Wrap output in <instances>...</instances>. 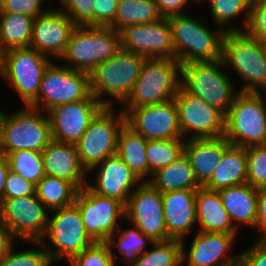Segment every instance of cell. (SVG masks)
<instances>
[{
    "label": "cell",
    "mask_w": 266,
    "mask_h": 266,
    "mask_svg": "<svg viewBox=\"0 0 266 266\" xmlns=\"http://www.w3.org/2000/svg\"><path fill=\"white\" fill-rule=\"evenodd\" d=\"M219 195L236 229L237 223L256 228L258 189L246 183L221 189Z\"/></svg>",
    "instance_id": "obj_27"
},
{
    "label": "cell",
    "mask_w": 266,
    "mask_h": 266,
    "mask_svg": "<svg viewBox=\"0 0 266 266\" xmlns=\"http://www.w3.org/2000/svg\"><path fill=\"white\" fill-rule=\"evenodd\" d=\"M121 49L120 32L111 27L76 26L60 60L68 67L90 73Z\"/></svg>",
    "instance_id": "obj_4"
},
{
    "label": "cell",
    "mask_w": 266,
    "mask_h": 266,
    "mask_svg": "<svg viewBox=\"0 0 266 266\" xmlns=\"http://www.w3.org/2000/svg\"><path fill=\"white\" fill-rule=\"evenodd\" d=\"M9 170L10 168L8 158L5 154L0 152V202L3 200L4 186Z\"/></svg>",
    "instance_id": "obj_51"
},
{
    "label": "cell",
    "mask_w": 266,
    "mask_h": 266,
    "mask_svg": "<svg viewBox=\"0 0 266 266\" xmlns=\"http://www.w3.org/2000/svg\"><path fill=\"white\" fill-rule=\"evenodd\" d=\"M230 145L224 136L185 140L184 153L188 157L195 179L201 187L211 179L224 152Z\"/></svg>",
    "instance_id": "obj_25"
},
{
    "label": "cell",
    "mask_w": 266,
    "mask_h": 266,
    "mask_svg": "<svg viewBox=\"0 0 266 266\" xmlns=\"http://www.w3.org/2000/svg\"><path fill=\"white\" fill-rule=\"evenodd\" d=\"M11 115L4 113L0 152L6 156L18 150L42 152L51 139L50 120L43 110L30 106Z\"/></svg>",
    "instance_id": "obj_8"
},
{
    "label": "cell",
    "mask_w": 266,
    "mask_h": 266,
    "mask_svg": "<svg viewBox=\"0 0 266 266\" xmlns=\"http://www.w3.org/2000/svg\"><path fill=\"white\" fill-rule=\"evenodd\" d=\"M4 54H5V50L2 48V45L0 42V65H1Z\"/></svg>",
    "instance_id": "obj_52"
},
{
    "label": "cell",
    "mask_w": 266,
    "mask_h": 266,
    "mask_svg": "<svg viewBox=\"0 0 266 266\" xmlns=\"http://www.w3.org/2000/svg\"><path fill=\"white\" fill-rule=\"evenodd\" d=\"M76 26L62 9H47L34 18L30 47L46 56L60 58Z\"/></svg>",
    "instance_id": "obj_20"
},
{
    "label": "cell",
    "mask_w": 266,
    "mask_h": 266,
    "mask_svg": "<svg viewBox=\"0 0 266 266\" xmlns=\"http://www.w3.org/2000/svg\"><path fill=\"white\" fill-rule=\"evenodd\" d=\"M191 0H155L160 14L163 18H168L175 15H183L182 9L187 2ZM195 1V0H193Z\"/></svg>",
    "instance_id": "obj_48"
},
{
    "label": "cell",
    "mask_w": 266,
    "mask_h": 266,
    "mask_svg": "<svg viewBox=\"0 0 266 266\" xmlns=\"http://www.w3.org/2000/svg\"><path fill=\"white\" fill-rule=\"evenodd\" d=\"M147 143V139L136 133L127 124L122 128L118 138L117 155L141 182H147L144 178L148 175Z\"/></svg>",
    "instance_id": "obj_30"
},
{
    "label": "cell",
    "mask_w": 266,
    "mask_h": 266,
    "mask_svg": "<svg viewBox=\"0 0 266 266\" xmlns=\"http://www.w3.org/2000/svg\"><path fill=\"white\" fill-rule=\"evenodd\" d=\"M182 64L168 58H146L139 78L123 102L125 108H138L170 101L181 87Z\"/></svg>",
    "instance_id": "obj_2"
},
{
    "label": "cell",
    "mask_w": 266,
    "mask_h": 266,
    "mask_svg": "<svg viewBox=\"0 0 266 266\" xmlns=\"http://www.w3.org/2000/svg\"><path fill=\"white\" fill-rule=\"evenodd\" d=\"M90 95L89 73L51 62L44 71L37 99L30 107L47 113L58 105L78 102Z\"/></svg>",
    "instance_id": "obj_11"
},
{
    "label": "cell",
    "mask_w": 266,
    "mask_h": 266,
    "mask_svg": "<svg viewBox=\"0 0 266 266\" xmlns=\"http://www.w3.org/2000/svg\"><path fill=\"white\" fill-rule=\"evenodd\" d=\"M93 26L109 27L116 15L118 0H93Z\"/></svg>",
    "instance_id": "obj_46"
},
{
    "label": "cell",
    "mask_w": 266,
    "mask_h": 266,
    "mask_svg": "<svg viewBox=\"0 0 266 266\" xmlns=\"http://www.w3.org/2000/svg\"><path fill=\"white\" fill-rule=\"evenodd\" d=\"M234 238L233 234L198 231L188 254L181 241L182 262L187 259V266H233L239 263V255L231 256L227 253L232 249Z\"/></svg>",
    "instance_id": "obj_21"
},
{
    "label": "cell",
    "mask_w": 266,
    "mask_h": 266,
    "mask_svg": "<svg viewBox=\"0 0 266 266\" xmlns=\"http://www.w3.org/2000/svg\"><path fill=\"white\" fill-rule=\"evenodd\" d=\"M47 57L32 47L5 51L0 76L16 90L25 106H30L37 99L44 71L51 63Z\"/></svg>",
    "instance_id": "obj_9"
},
{
    "label": "cell",
    "mask_w": 266,
    "mask_h": 266,
    "mask_svg": "<svg viewBox=\"0 0 266 266\" xmlns=\"http://www.w3.org/2000/svg\"><path fill=\"white\" fill-rule=\"evenodd\" d=\"M4 113L0 111V139H1V126L3 121Z\"/></svg>",
    "instance_id": "obj_53"
},
{
    "label": "cell",
    "mask_w": 266,
    "mask_h": 266,
    "mask_svg": "<svg viewBox=\"0 0 266 266\" xmlns=\"http://www.w3.org/2000/svg\"><path fill=\"white\" fill-rule=\"evenodd\" d=\"M256 228L258 238H266V189H258Z\"/></svg>",
    "instance_id": "obj_49"
},
{
    "label": "cell",
    "mask_w": 266,
    "mask_h": 266,
    "mask_svg": "<svg viewBox=\"0 0 266 266\" xmlns=\"http://www.w3.org/2000/svg\"><path fill=\"white\" fill-rule=\"evenodd\" d=\"M167 234L184 241L196 219V190H176L161 193Z\"/></svg>",
    "instance_id": "obj_24"
},
{
    "label": "cell",
    "mask_w": 266,
    "mask_h": 266,
    "mask_svg": "<svg viewBox=\"0 0 266 266\" xmlns=\"http://www.w3.org/2000/svg\"><path fill=\"white\" fill-rule=\"evenodd\" d=\"M145 59L141 55L120 49L89 73L91 94L105 106H112L111 99L100 98L105 94L124 102L139 78Z\"/></svg>",
    "instance_id": "obj_3"
},
{
    "label": "cell",
    "mask_w": 266,
    "mask_h": 266,
    "mask_svg": "<svg viewBox=\"0 0 266 266\" xmlns=\"http://www.w3.org/2000/svg\"><path fill=\"white\" fill-rule=\"evenodd\" d=\"M247 154V183L256 189H266V146H250Z\"/></svg>",
    "instance_id": "obj_39"
},
{
    "label": "cell",
    "mask_w": 266,
    "mask_h": 266,
    "mask_svg": "<svg viewBox=\"0 0 266 266\" xmlns=\"http://www.w3.org/2000/svg\"><path fill=\"white\" fill-rule=\"evenodd\" d=\"M233 266H241V265H240V263H237V264H235V265H233Z\"/></svg>",
    "instance_id": "obj_56"
},
{
    "label": "cell",
    "mask_w": 266,
    "mask_h": 266,
    "mask_svg": "<svg viewBox=\"0 0 266 266\" xmlns=\"http://www.w3.org/2000/svg\"><path fill=\"white\" fill-rule=\"evenodd\" d=\"M222 61L247 82L240 92L258 93L266 88V53L261 41L245 31H226L222 40ZM259 88V89H258Z\"/></svg>",
    "instance_id": "obj_5"
},
{
    "label": "cell",
    "mask_w": 266,
    "mask_h": 266,
    "mask_svg": "<svg viewBox=\"0 0 266 266\" xmlns=\"http://www.w3.org/2000/svg\"><path fill=\"white\" fill-rule=\"evenodd\" d=\"M41 153L45 175L66 180L78 190L89 183L85 178L88 172L80 162L76 144L51 140Z\"/></svg>",
    "instance_id": "obj_23"
},
{
    "label": "cell",
    "mask_w": 266,
    "mask_h": 266,
    "mask_svg": "<svg viewBox=\"0 0 266 266\" xmlns=\"http://www.w3.org/2000/svg\"><path fill=\"white\" fill-rule=\"evenodd\" d=\"M34 18L23 13L0 12V42L5 51L30 47Z\"/></svg>",
    "instance_id": "obj_32"
},
{
    "label": "cell",
    "mask_w": 266,
    "mask_h": 266,
    "mask_svg": "<svg viewBox=\"0 0 266 266\" xmlns=\"http://www.w3.org/2000/svg\"><path fill=\"white\" fill-rule=\"evenodd\" d=\"M244 31L258 41H266V0L251 2L250 17Z\"/></svg>",
    "instance_id": "obj_43"
},
{
    "label": "cell",
    "mask_w": 266,
    "mask_h": 266,
    "mask_svg": "<svg viewBox=\"0 0 266 266\" xmlns=\"http://www.w3.org/2000/svg\"><path fill=\"white\" fill-rule=\"evenodd\" d=\"M63 11L77 26H93V0H60Z\"/></svg>",
    "instance_id": "obj_42"
},
{
    "label": "cell",
    "mask_w": 266,
    "mask_h": 266,
    "mask_svg": "<svg viewBox=\"0 0 266 266\" xmlns=\"http://www.w3.org/2000/svg\"><path fill=\"white\" fill-rule=\"evenodd\" d=\"M48 213L36 194L3 199L0 220L14 237L25 241H40L48 227Z\"/></svg>",
    "instance_id": "obj_15"
},
{
    "label": "cell",
    "mask_w": 266,
    "mask_h": 266,
    "mask_svg": "<svg viewBox=\"0 0 266 266\" xmlns=\"http://www.w3.org/2000/svg\"><path fill=\"white\" fill-rule=\"evenodd\" d=\"M121 49L145 58L176 60L171 27L167 18L151 24L130 25L120 31Z\"/></svg>",
    "instance_id": "obj_19"
},
{
    "label": "cell",
    "mask_w": 266,
    "mask_h": 266,
    "mask_svg": "<svg viewBox=\"0 0 266 266\" xmlns=\"http://www.w3.org/2000/svg\"><path fill=\"white\" fill-rule=\"evenodd\" d=\"M196 219L202 232L233 234L237 229L222 205L219 191L200 187L196 190Z\"/></svg>",
    "instance_id": "obj_26"
},
{
    "label": "cell",
    "mask_w": 266,
    "mask_h": 266,
    "mask_svg": "<svg viewBox=\"0 0 266 266\" xmlns=\"http://www.w3.org/2000/svg\"><path fill=\"white\" fill-rule=\"evenodd\" d=\"M225 115L224 137L244 148L266 144V110L258 93L237 92Z\"/></svg>",
    "instance_id": "obj_7"
},
{
    "label": "cell",
    "mask_w": 266,
    "mask_h": 266,
    "mask_svg": "<svg viewBox=\"0 0 266 266\" xmlns=\"http://www.w3.org/2000/svg\"><path fill=\"white\" fill-rule=\"evenodd\" d=\"M115 253L106 242H94L69 261L70 266H115Z\"/></svg>",
    "instance_id": "obj_40"
},
{
    "label": "cell",
    "mask_w": 266,
    "mask_h": 266,
    "mask_svg": "<svg viewBox=\"0 0 266 266\" xmlns=\"http://www.w3.org/2000/svg\"><path fill=\"white\" fill-rule=\"evenodd\" d=\"M152 250L141 254L132 266H180L182 262V243L180 240L170 239L154 242Z\"/></svg>",
    "instance_id": "obj_35"
},
{
    "label": "cell",
    "mask_w": 266,
    "mask_h": 266,
    "mask_svg": "<svg viewBox=\"0 0 266 266\" xmlns=\"http://www.w3.org/2000/svg\"><path fill=\"white\" fill-rule=\"evenodd\" d=\"M81 214L86 232L94 242H106L118 229V219L125 218V205L117 199L104 197L81 188L74 203Z\"/></svg>",
    "instance_id": "obj_13"
},
{
    "label": "cell",
    "mask_w": 266,
    "mask_h": 266,
    "mask_svg": "<svg viewBox=\"0 0 266 266\" xmlns=\"http://www.w3.org/2000/svg\"><path fill=\"white\" fill-rule=\"evenodd\" d=\"M51 211H56V214L48 218L45 237L57 250H51L44 242V238L40 241L53 263L61 260L64 256L70 261L94 243L86 232L80 211L75 204Z\"/></svg>",
    "instance_id": "obj_12"
},
{
    "label": "cell",
    "mask_w": 266,
    "mask_h": 266,
    "mask_svg": "<svg viewBox=\"0 0 266 266\" xmlns=\"http://www.w3.org/2000/svg\"><path fill=\"white\" fill-rule=\"evenodd\" d=\"M210 2L211 14L213 21L220 27L225 26V22L238 17L240 14H244V23L246 26L250 17L251 0H206Z\"/></svg>",
    "instance_id": "obj_38"
},
{
    "label": "cell",
    "mask_w": 266,
    "mask_h": 266,
    "mask_svg": "<svg viewBox=\"0 0 266 266\" xmlns=\"http://www.w3.org/2000/svg\"><path fill=\"white\" fill-rule=\"evenodd\" d=\"M42 247L23 252H14L13 246L0 260V266H50L53 264L41 241H30Z\"/></svg>",
    "instance_id": "obj_41"
},
{
    "label": "cell",
    "mask_w": 266,
    "mask_h": 266,
    "mask_svg": "<svg viewBox=\"0 0 266 266\" xmlns=\"http://www.w3.org/2000/svg\"><path fill=\"white\" fill-rule=\"evenodd\" d=\"M178 122L182 137L185 139L217 138L224 136L225 115L217 108L205 103L201 98L179 88L175 98Z\"/></svg>",
    "instance_id": "obj_14"
},
{
    "label": "cell",
    "mask_w": 266,
    "mask_h": 266,
    "mask_svg": "<svg viewBox=\"0 0 266 266\" xmlns=\"http://www.w3.org/2000/svg\"><path fill=\"white\" fill-rule=\"evenodd\" d=\"M97 167L99 170L96 176V185L87 183L86 186L98 195L117 199L126 205L133 192L131 191L134 188L132 186L140 185L141 180L117 154L109 156L89 171Z\"/></svg>",
    "instance_id": "obj_22"
},
{
    "label": "cell",
    "mask_w": 266,
    "mask_h": 266,
    "mask_svg": "<svg viewBox=\"0 0 266 266\" xmlns=\"http://www.w3.org/2000/svg\"><path fill=\"white\" fill-rule=\"evenodd\" d=\"M176 60L190 62L218 61L222 59V40L226 31H244L239 27H226L211 31L187 15L168 17ZM217 32V33H216Z\"/></svg>",
    "instance_id": "obj_1"
},
{
    "label": "cell",
    "mask_w": 266,
    "mask_h": 266,
    "mask_svg": "<svg viewBox=\"0 0 266 266\" xmlns=\"http://www.w3.org/2000/svg\"><path fill=\"white\" fill-rule=\"evenodd\" d=\"M120 112L115 117L112 106H105L76 143L80 162L87 172L117 154L119 134L126 124L125 114Z\"/></svg>",
    "instance_id": "obj_10"
},
{
    "label": "cell",
    "mask_w": 266,
    "mask_h": 266,
    "mask_svg": "<svg viewBox=\"0 0 266 266\" xmlns=\"http://www.w3.org/2000/svg\"><path fill=\"white\" fill-rule=\"evenodd\" d=\"M43 0H0V12L23 13L37 17L47 10L42 9Z\"/></svg>",
    "instance_id": "obj_45"
},
{
    "label": "cell",
    "mask_w": 266,
    "mask_h": 266,
    "mask_svg": "<svg viewBox=\"0 0 266 266\" xmlns=\"http://www.w3.org/2000/svg\"><path fill=\"white\" fill-rule=\"evenodd\" d=\"M263 90H264L265 93H266V88L263 89ZM258 94L262 97V99H263V103H264V106H265V110H266V102L264 101V98H263V96H262V94H261V91H259Z\"/></svg>",
    "instance_id": "obj_54"
},
{
    "label": "cell",
    "mask_w": 266,
    "mask_h": 266,
    "mask_svg": "<svg viewBox=\"0 0 266 266\" xmlns=\"http://www.w3.org/2000/svg\"><path fill=\"white\" fill-rule=\"evenodd\" d=\"M126 124L147 140L183 139L174 99L155 105L123 109Z\"/></svg>",
    "instance_id": "obj_17"
},
{
    "label": "cell",
    "mask_w": 266,
    "mask_h": 266,
    "mask_svg": "<svg viewBox=\"0 0 266 266\" xmlns=\"http://www.w3.org/2000/svg\"><path fill=\"white\" fill-rule=\"evenodd\" d=\"M36 186L19 174L9 170L6 176L3 199L34 195Z\"/></svg>",
    "instance_id": "obj_44"
},
{
    "label": "cell",
    "mask_w": 266,
    "mask_h": 266,
    "mask_svg": "<svg viewBox=\"0 0 266 266\" xmlns=\"http://www.w3.org/2000/svg\"><path fill=\"white\" fill-rule=\"evenodd\" d=\"M161 19L155 0H118L115 19L109 27L120 32L130 25L151 24Z\"/></svg>",
    "instance_id": "obj_31"
},
{
    "label": "cell",
    "mask_w": 266,
    "mask_h": 266,
    "mask_svg": "<svg viewBox=\"0 0 266 266\" xmlns=\"http://www.w3.org/2000/svg\"><path fill=\"white\" fill-rule=\"evenodd\" d=\"M78 191L66 180L45 175L36 184L35 194L46 208L54 210L74 204Z\"/></svg>",
    "instance_id": "obj_33"
},
{
    "label": "cell",
    "mask_w": 266,
    "mask_h": 266,
    "mask_svg": "<svg viewBox=\"0 0 266 266\" xmlns=\"http://www.w3.org/2000/svg\"><path fill=\"white\" fill-rule=\"evenodd\" d=\"M239 255L241 266H266V238H258L254 246Z\"/></svg>",
    "instance_id": "obj_47"
},
{
    "label": "cell",
    "mask_w": 266,
    "mask_h": 266,
    "mask_svg": "<svg viewBox=\"0 0 266 266\" xmlns=\"http://www.w3.org/2000/svg\"><path fill=\"white\" fill-rule=\"evenodd\" d=\"M7 158L10 170L19 174L35 186L45 176L41 152L18 150L9 153Z\"/></svg>",
    "instance_id": "obj_36"
},
{
    "label": "cell",
    "mask_w": 266,
    "mask_h": 266,
    "mask_svg": "<svg viewBox=\"0 0 266 266\" xmlns=\"http://www.w3.org/2000/svg\"><path fill=\"white\" fill-rule=\"evenodd\" d=\"M247 183L246 148L230 145L224 152L218 167L211 179L203 186L206 189L219 191L228 187Z\"/></svg>",
    "instance_id": "obj_28"
},
{
    "label": "cell",
    "mask_w": 266,
    "mask_h": 266,
    "mask_svg": "<svg viewBox=\"0 0 266 266\" xmlns=\"http://www.w3.org/2000/svg\"><path fill=\"white\" fill-rule=\"evenodd\" d=\"M262 44H263V47H264L265 53H266V41H263Z\"/></svg>",
    "instance_id": "obj_55"
},
{
    "label": "cell",
    "mask_w": 266,
    "mask_h": 266,
    "mask_svg": "<svg viewBox=\"0 0 266 266\" xmlns=\"http://www.w3.org/2000/svg\"><path fill=\"white\" fill-rule=\"evenodd\" d=\"M125 218L153 242L171 239L166 230L161 192L149 182L135 187L125 205Z\"/></svg>",
    "instance_id": "obj_16"
},
{
    "label": "cell",
    "mask_w": 266,
    "mask_h": 266,
    "mask_svg": "<svg viewBox=\"0 0 266 266\" xmlns=\"http://www.w3.org/2000/svg\"><path fill=\"white\" fill-rule=\"evenodd\" d=\"M185 139L148 140L146 156L148 176L164 168L184 154Z\"/></svg>",
    "instance_id": "obj_34"
},
{
    "label": "cell",
    "mask_w": 266,
    "mask_h": 266,
    "mask_svg": "<svg viewBox=\"0 0 266 266\" xmlns=\"http://www.w3.org/2000/svg\"><path fill=\"white\" fill-rule=\"evenodd\" d=\"M120 237H118V242L114 239V234H112L106 243L108 244L110 249L114 247H118V251L123 255L124 263L127 265H132L137 257L143 254L146 250H144L147 242L150 244L154 242L144 235L136 226L132 229H128L127 231H122L119 229ZM113 247V248H112Z\"/></svg>",
    "instance_id": "obj_37"
},
{
    "label": "cell",
    "mask_w": 266,
    "mask_h": 266,
    "mask_svg": "<svg viewBox=\"0 0 266 266\" xmlns=\"http://www.w3.org/2000/svg\"><path fill=\"white\" fill-rule=\"evenodd\" d=\"M14 236L11 231L0 220V260L9 252L13 246Z\"/></svg>",
    "instance_id": "obj_50"
},
{
    "label": "cell",
    "mask_w": 266,
    "mask_h": 266,
    "mask_svg": "<svg viewBox=\"0 0 266 266\" xmlns=\"http://www.w3.org/2000/svg\"><path fill=\"white\" fill-rule=\"evenodd\" d=\"M225 67L222 59L182 64L181 87L226 115L237 94Z\"/></svg>",
    "instance_id": "obj_6"
},
{
    "label": "cell",
    "mask_w": 266,
    "mask_h": 266,
    "mask_svg": "<svg viewBox=\"0 0 266 266\" xmlns=\"http://www.w3.org/2000/svg\"><path fill=\"white\" fill-rule=\"evenodd\" d=\"M147 182L161 193L197 190L201 187L195 179L193 168L185 153L170 165L157 170Z\"/></svg>",
    "instance_id": "obj_29"
},
{
    "label": "cell",
    "mask_w": 266,
    "mask_h": 266,
    "mask_svg": "<svg viewBox=\"0 0 266 266\" xmlns=\"http://www.w3.org/2000/svg\"><path fill=\"white\" fill-rule=\"evenodd\" d=\"M105 107L92 94L84 100L58 105L49 110L51 139L76 144L95 116Z\"/></svg>",
    "instance_id": "obj_18"
}]
</instances>
